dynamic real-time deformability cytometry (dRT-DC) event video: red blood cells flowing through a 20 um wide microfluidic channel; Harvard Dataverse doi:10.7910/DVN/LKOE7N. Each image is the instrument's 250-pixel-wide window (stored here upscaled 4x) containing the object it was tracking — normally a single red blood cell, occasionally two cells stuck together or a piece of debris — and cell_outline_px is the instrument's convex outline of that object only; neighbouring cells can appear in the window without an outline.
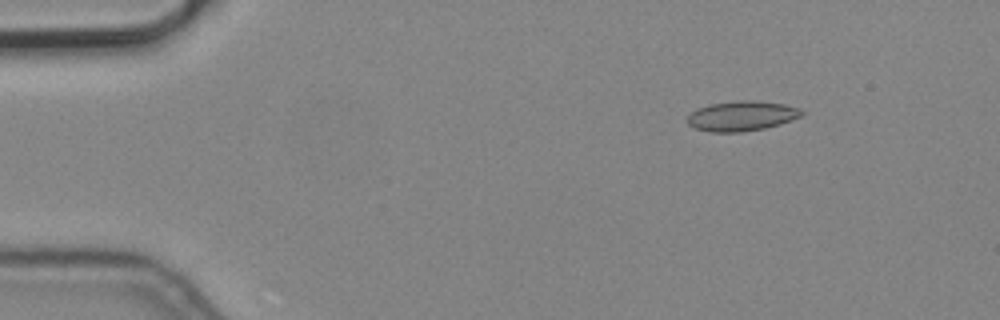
{"species": "common noctule bat (a hibernating species)", "species_latin": "Nyctalus noctula", "temperature_condition": "cold", "stored_images_in_passage": 3, "camera_frame_rate_fps": 3000, "um_per_image_px": 0.085, "animal": {"sex": "male", "body_mass_g": 19.2, "forearm_length_mm": 51.8}, "frame": {"image": 1, "passage_image": 1, "time_ms": 0.0, "image_size_px": [1000, 320], "cell_outline_px": [[804, 116], [780, 124], [764, 128], [740, 132], [712, 132], [692, 128], [688, 124], [688, 116], [696, 108], [708, 104], [740, 100], [752, 100], [784, 104], [800, 108], [804, 112]], "centroid_in_image_um": [63.05, 9.85], "position_along_channel_um": 21.9, "area_um2": 20.11}}
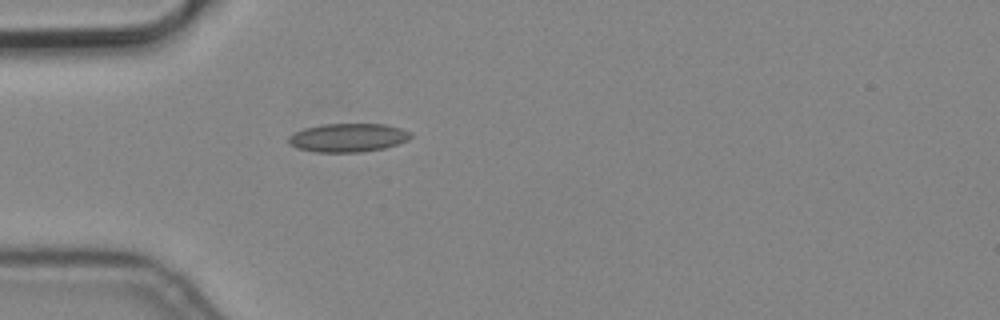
{"frame": {"image": 2, "passage_image": 3, "time_ms": 0.667, "image_size_px": [1000, 320], "cell_outline_px": [[412, 136], [408, 140], [384, 148], [360, 152], [316, 152], [296, 148], [288, 144], [288, 136], [304, 128], [320, 124], [384, 124], [400, 128], [412, 132]], "centroid_in_image_um": [29.56, 11.7], "position_along_channel_um": 55.4, "area_um2": 20.4}}